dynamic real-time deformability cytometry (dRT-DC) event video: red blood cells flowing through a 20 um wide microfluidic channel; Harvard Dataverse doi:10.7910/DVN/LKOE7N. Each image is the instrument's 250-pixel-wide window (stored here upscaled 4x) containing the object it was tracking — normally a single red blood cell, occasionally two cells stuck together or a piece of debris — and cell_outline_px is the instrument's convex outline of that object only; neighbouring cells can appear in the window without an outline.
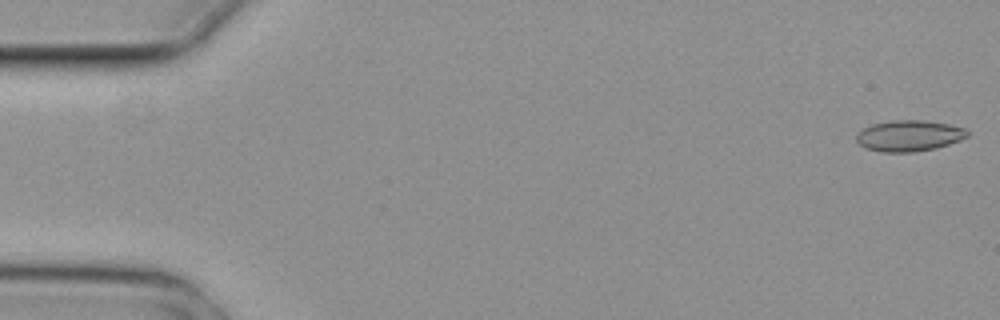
{"species": "common noctule bat (a hibernating species)", "species_latin": "Nyctalus noctula", "temperature_condition": "cold", "stored_images_in_passage": 5, "camera_frame_rate_fps": 3000, "um_per_image_px": 0.085, "animal": {"sex": "female", "body_mass_g": 29.2, "forearm_length_mm": 56.3}, "frame": {"image": 1, "passage_image": 1, "time_ms": 0.0, "image_size_px": [1000, 320], "cell_outline_px": [[968, 136], [960, 140], [936, 148], [912, 152], [880, 152], [864, 148], [856, 140], [856, 136], [864, 128], [872, 124], [892, 120], [924, 120], [948, 124], [964, 128], [968, 132]], "centroid_in_image_um": [77.26, 11.54], "position_along_channel_um": 7.7, "area_um2": 20.0}}
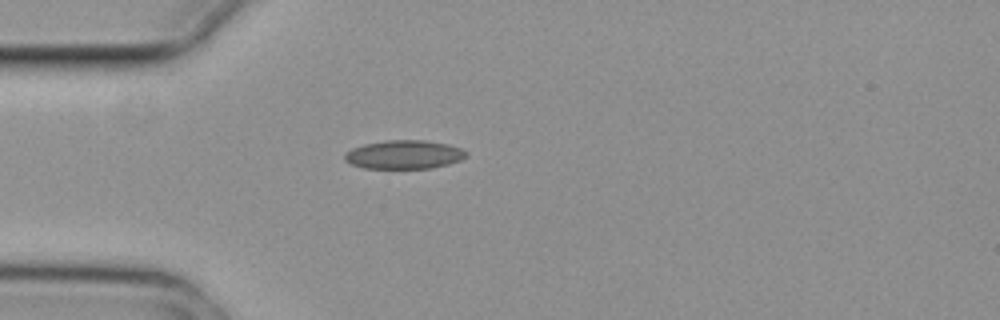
{"frame": {"image": 2, "passage_image": 5, "time_ms": 1.333, "image_size_px": [1000, 320], "cell_outline_px": [[468, 156], [460, 160], [448, 164], [432, 168], [364, 168], [352, 164], [344, 160], [344, 156], [352, 148], [364, 144], [384, 140], [424, 140], [448, 144], [460, 148], [468, 152]], "centroid_in_image_um": [34.37, 13.13], "position_along_channel_um": 50.6, "area_um2": 20.29}}